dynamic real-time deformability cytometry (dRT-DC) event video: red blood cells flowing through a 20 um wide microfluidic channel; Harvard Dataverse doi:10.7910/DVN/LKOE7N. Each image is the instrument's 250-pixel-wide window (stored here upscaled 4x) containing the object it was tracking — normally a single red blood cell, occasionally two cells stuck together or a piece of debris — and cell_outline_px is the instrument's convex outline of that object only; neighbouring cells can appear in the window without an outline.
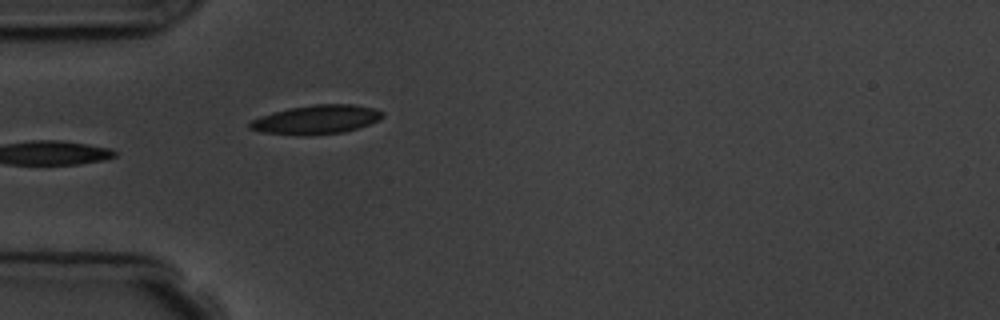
{"species": "common noctule bat (a hibernating species)", "species_latin": "Nyctalus noctula", "temperature_condition": "room temperature", "stored_images_in_passage": 3, "camera_frame_rate_fps": 3000, "um_per_image_px": 0.085, "animal": {"sex": "male", "body_mass_g": 19.5, "forearm_length_mm": 54.6}, "frame": {"image": 1, "passage_image": 3, "time_ms": 2.333, "image_size_px": [1000, 320], "cell_outline_px": [[384, 116], [380, 120], [344, 132], [260, 132], [248, 128], [248, 124], [252, 120], [260, 116], [272, 112], [288, 108], [316, 104], [356, 104], [376, 108], [384, 112]], "centroid_in_image_um": [26.96, 10.09], "position_along_channel_um": 58.0, "area_um2": 21.44}}